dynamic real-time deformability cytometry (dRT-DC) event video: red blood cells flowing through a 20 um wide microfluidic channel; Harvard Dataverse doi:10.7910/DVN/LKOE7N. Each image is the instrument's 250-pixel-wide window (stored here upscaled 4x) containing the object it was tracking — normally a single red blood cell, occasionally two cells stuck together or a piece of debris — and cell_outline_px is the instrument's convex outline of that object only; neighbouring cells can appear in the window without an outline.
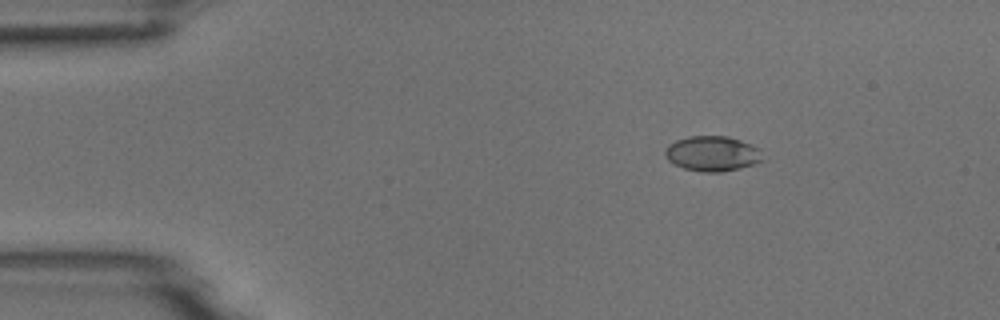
{"species": "common noctule bat (a hibernating species)", "species_latin": "Nyctalus noctula", "temperature_condition": "room temperature", "stored_images_in_passage": 3, "camera_frame_rate_fps": 3000, "um_per_image_px": 0.085, "animal": {"sex": "male", "body_mass_g": 18.8}, "frame": {"image": 1, "passage_image": 1, "time_ms": 0.0, "image_size_px": [1000, 320], "cell_outline_px": [[764, 160], [740, 168], [720, 172], [700, 172], [684, 168], [672, 164], [664, 156], [664, 152], [668, 144], [676, 140], [688, 136], [728, 136], [752, 144], [760, 148]], "centroid_in_image_um": [60.53, 13.05], "position_along_channel_um": 24.5, "area_um2": 20.23}}